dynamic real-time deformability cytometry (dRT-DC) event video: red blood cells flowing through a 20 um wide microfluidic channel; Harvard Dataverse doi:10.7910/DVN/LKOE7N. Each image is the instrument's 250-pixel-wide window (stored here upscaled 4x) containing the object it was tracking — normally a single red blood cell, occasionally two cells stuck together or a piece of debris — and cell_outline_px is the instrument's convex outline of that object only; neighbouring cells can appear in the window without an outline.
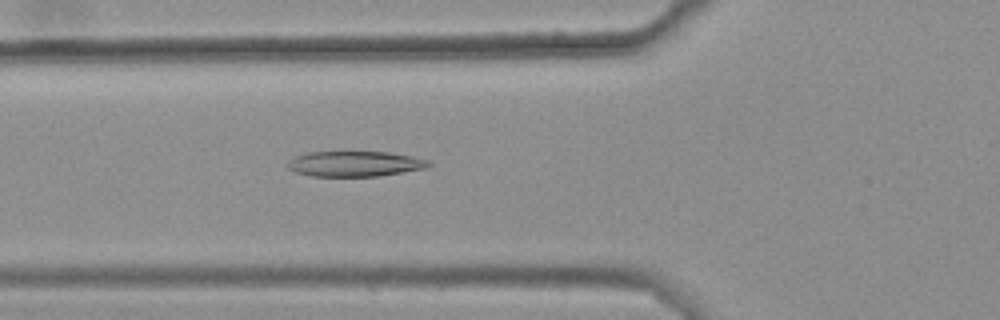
{"species": "common noctule bat (a hibernating species)", "species_latin": "Nyctalus noctula", "temperature_condition": "warm", "stored_images_in_passage": 48, "camera_frame_rate_fps": 3000, "um_per_image_px": 0.085, "animal": {"sex": "female", "body_mass_g": 25.1}, "frame": {"image": 1, "passage_image": 20, "time_ms": 6.333, "image_size_px": [1000, 320], "cell_outline_px": [[432, 164], [428, 168], [380, 176], [312, 176], [296, 172], [288, 168], [288, 160], [296, 156], [308, 152], [388, 152], [412, 156], [428, 160]], "centroid_in_image_um": [30.2, 13.92], "position_along_channel_um": 95.6, "area_um2": 20.87}}
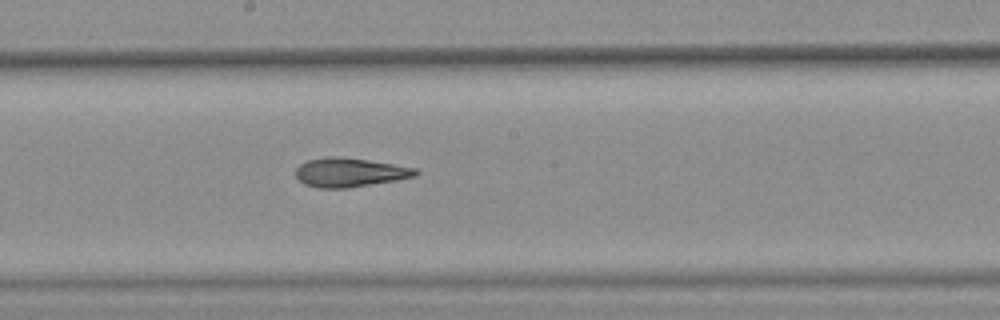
{"frame": {"image": 2, "passage_image": 30, "time_ms": 9.667, "image_size_px": [1000, 320], "cell_outline_px": [[420, 172], [416, 176], [396, 180], [348, 188], [316, 188], [304, 184], [296, 176], [296, 168], [300, 164], [308, 160], [332, 156], [340, 156], [368, 160], [416, 168]], "centroid_in_image_um": [29.72, 14.66], "position_along_channel_um": 218.5, "area_um2": 20.23}}
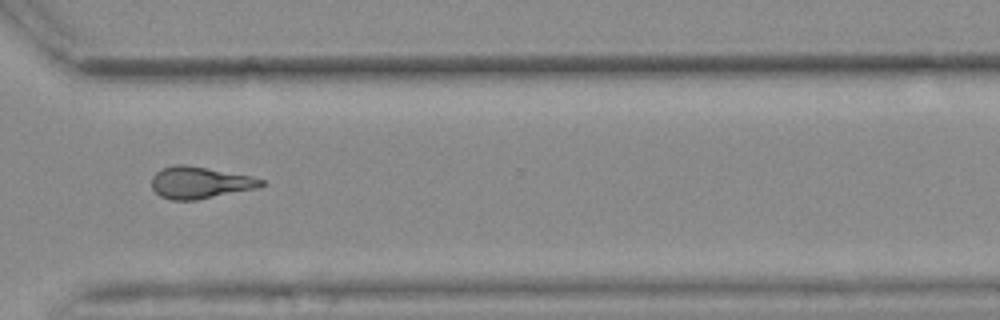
{"frame": {"image": 3, "passage_image": 41, "time_ms": 13.333, "image_size_px": [1000, 320], "cell_outline_px": [[264, 184], [256, 188], [196, 200], [172, 200], [160, 196], [152, 188], [152, 176], [160, 168], [172, 164], [184, 164], [252, 176], [264, 180]], "centroid_in_image_um": [16.95, 15.51], "position_along_channel_um": 353.7, "area_um2": 20.29}, "authors_computed_cell_mechanics": {"area_um2": 20.4323, "velocity_mm_per_s": 3.6727, "shape_relaxation_time_tau1_ms": null, "shape_relaxation_time_tau2_ms": 4.943, "deformation_change_tau1": null, "deformation_change_tau2": 0.1378}}